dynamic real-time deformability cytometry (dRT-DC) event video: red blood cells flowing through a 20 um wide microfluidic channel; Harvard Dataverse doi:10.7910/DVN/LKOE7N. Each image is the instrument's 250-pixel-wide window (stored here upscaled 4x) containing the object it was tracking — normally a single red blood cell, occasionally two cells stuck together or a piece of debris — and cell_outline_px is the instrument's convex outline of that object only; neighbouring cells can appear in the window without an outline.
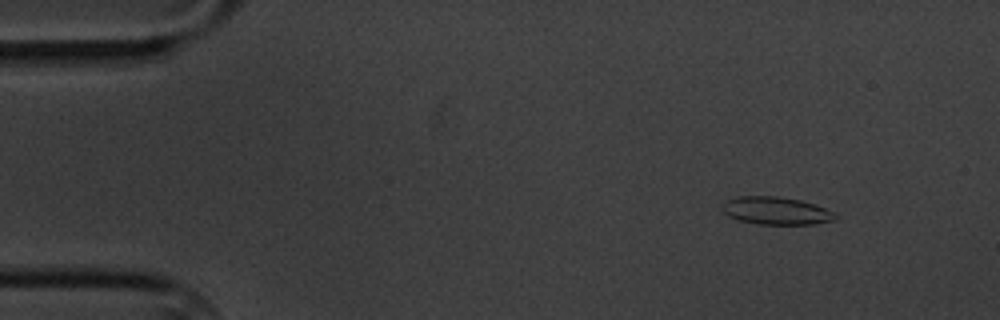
{"species": "common noctule bat (a hibernating species)", "species_latin": "Nyctalus noctula", "temperature_condition": "cold", "stored_images_in_passage": 5, "camera_frame_rate_fps": 3000, "um_per_image_px": 0.085, "animal": {"sex": "male", "body_mass_g": 20.1, "forearm_length_mm": 53.5}, "frame": {"image": 1, "passage_image": 2, "time_ms": 1.333, "image_size_px": [1000, 320], "cell_outline_px": [[836, 220], [816, 224], [760, 224], [740, 220], [728, 216], [720, 208], [720, 204], [724, 200], [736, 196], [776, 196], [800, 200], [824, 208], [832, 212], [836, 216]], "centroid_in_image_um": [65.89, 17.9], "position_along_channel_um": 19.1, "area_um2": 18.26}}
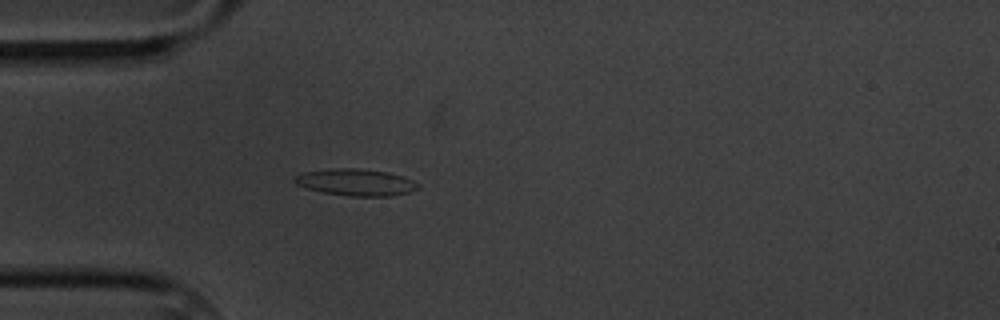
{"frame": {"image": 2, "passage_image": 5, "time_ms": 4.667, "image_size_px": [1000, 320], "cell_outline_px": [[420, 188], [408, 192], [392, 196], [352, 196], [324, 192], [308, 188], [296, 184], [292, 180], [296, 176], [304, 172], [336, 168], [356, 168], [384, 172], [404, 176], [420, 184]], "centroid_in_image_um": [30.28, 15.5], "position_along_channel_um": 54.7, "area_um2": 19.02}}